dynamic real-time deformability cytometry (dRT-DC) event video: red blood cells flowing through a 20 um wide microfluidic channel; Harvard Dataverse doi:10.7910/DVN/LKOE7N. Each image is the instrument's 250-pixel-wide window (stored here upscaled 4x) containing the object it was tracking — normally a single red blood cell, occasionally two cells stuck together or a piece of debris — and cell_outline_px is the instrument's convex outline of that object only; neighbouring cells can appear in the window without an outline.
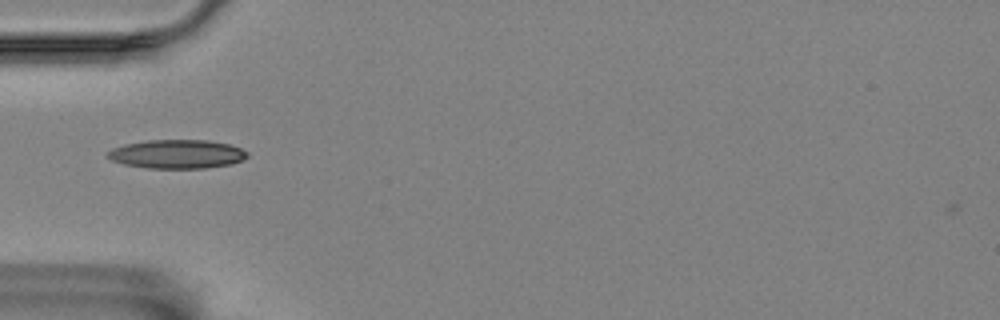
{"species": "Egyptian fruit bat (a non-hibernating species)", "species_latin": "Rousettus aegyptiacus", "temperature_condition": "room temperature", "stored_images_in_passage": 2, "camera_frame_rate_fps": 3000, "um_per_image_px": 0.085, "animal": {"sex": "female"}, "frame": {"image": 1, "passage_image": 1, "time_ms": 0.0, "image_size_px": [1000, 320], "cell_outline_px": [[248, 156], [244, 160], [228, 164], [204, 168], [148, 168], [124, 164], [112, 160], [104, 156], [112, 148], [128, 144], [148, 140], [208, 140], [228, 144], [240, 148], [248, 152]], "centroid_in_image_um": [15.04, 13.09], "position_along_channel_um": 70.0, "area_um2": 23.29}}
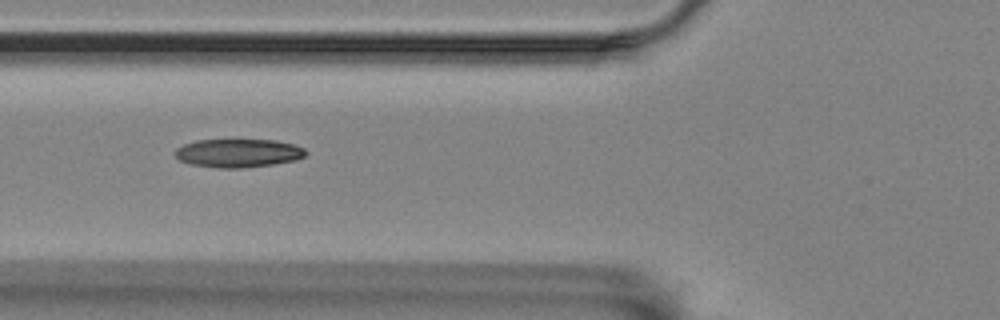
{"frame": {"image": 2, "passage_image": 2, "time_ms": 1.0, "image_size_px": [1000, 320], "cell_outline_px": [[308, 152], [304, 156], [296, 160], [272, 164], [240, 168], [216, 168], [192, 164], [180, 160], [176, 156], [176, 148], [184, 144], [196, 140], [236, 136], [276, 140], [296, 144], [304, 148]], "centroid_in_image_um": [20.27, 12.94], "position_along_channel_um": 105.5, "area_um2": 22.77}}